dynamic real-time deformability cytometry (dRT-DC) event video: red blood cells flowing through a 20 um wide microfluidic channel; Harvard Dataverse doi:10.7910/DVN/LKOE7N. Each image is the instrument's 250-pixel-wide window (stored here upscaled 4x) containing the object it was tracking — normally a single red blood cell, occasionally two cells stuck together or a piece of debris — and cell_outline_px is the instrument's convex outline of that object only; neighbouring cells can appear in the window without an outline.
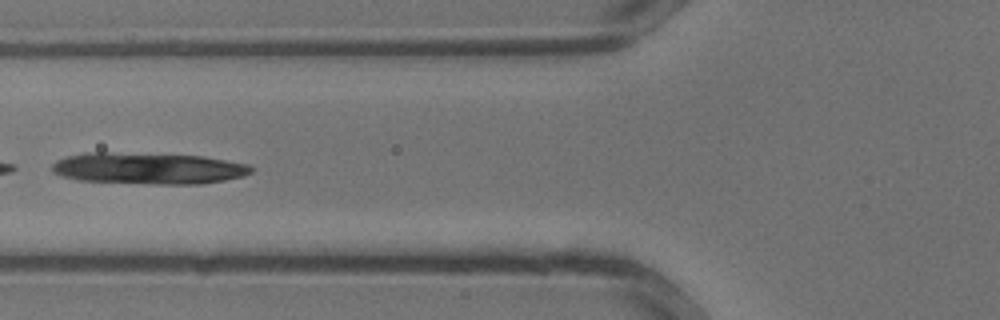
{"species": "common noctule bat (a hibernating species)", "species_latin": "Nyctalus noctula", "temperature_condition": "warm", "stored_images_in_passage": 26, "camera_frame_rate_fps": 3000, "um_per_image_px": 0.085, "animal": {"sex": "male", "body_mass_g": 13.3}, "frame": {"image": 1, "passage_image": 8, "time_ms": 2.333, "image_size_px": [1000, 320], "cell_outline_px": [[252, 172], [244, 176], [224, 180], [200, 184], [148, 184], [76, 180], [60, 176], [52, 172], [52, 164], [56, 160], [68, 156], [84, 152], [108, 152], [204, 156], [248, 164], [252, 168]], "centroid_in_image_um": [12.57, 14.31], "position_along_channel_um": 113.2, "area_um2": 36.76}}
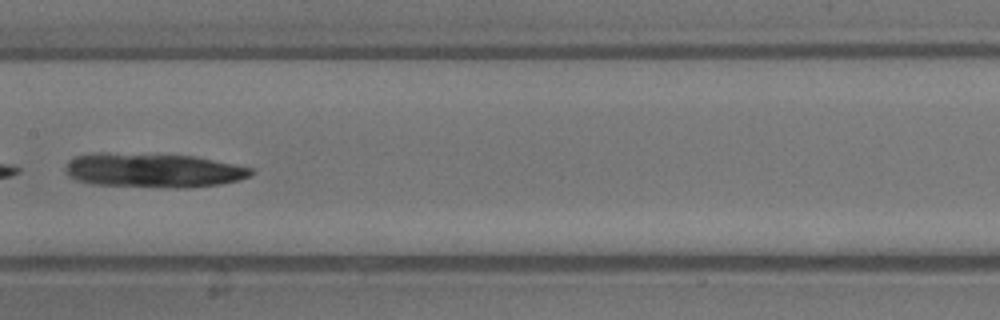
{"frame": {"image": 2, "passage_image": 12, "time_ms": 3.667, "image_size_px": [1000, 320], "cell_outline_px": [[252, 172], [248, 176], [236, 180], [220, 184], [184, 188], [176, 188], [92, 184], [76, 180], [64, 168], [76, 156], [100, 152], [104, 152], [196, 156], [252, 168]], "centroid_in_image_um": [13.02, 14.48], "position_along_channel_um": 194.4, "area_um2": 36.7}}
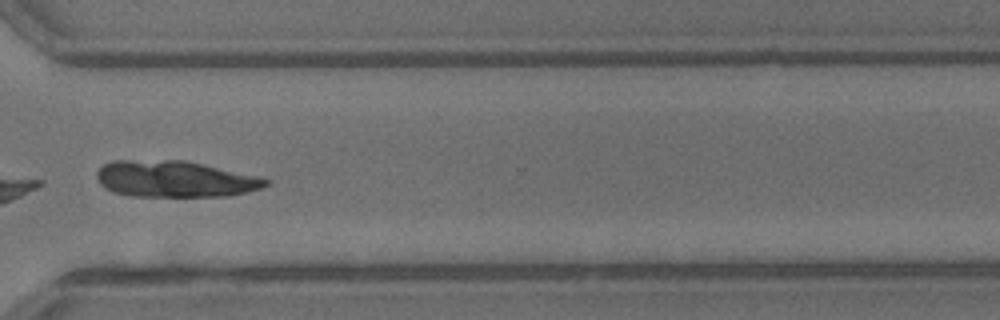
{"frame": {"image": 3, "passage_image": 20, "time_ms": 6.333, "image_size_px": [1000, 320], "cell_outline_px": [[268, 184], [260, 188], [228, 196], [128, 196], [112, 192], [104, 188], [100, 184], [96, 176], [96, 172], [104, 164], [112, 160], [184, 160], [256, 176], [268, 180]], "centroid_in_image_um": [14.77, 15.22], "position_along_channel_um": 355.8, "area_um2": 35.6}}